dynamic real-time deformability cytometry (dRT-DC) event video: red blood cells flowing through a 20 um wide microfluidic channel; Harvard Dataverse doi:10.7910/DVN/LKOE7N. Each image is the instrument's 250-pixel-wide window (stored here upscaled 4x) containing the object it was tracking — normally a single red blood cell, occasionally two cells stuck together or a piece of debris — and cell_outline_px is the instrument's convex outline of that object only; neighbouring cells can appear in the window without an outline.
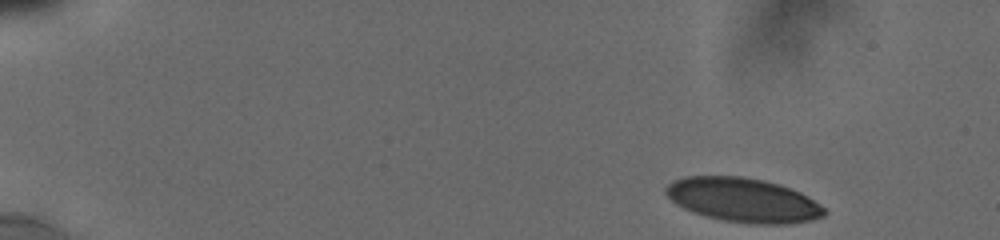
{"species": "human", "species_latin": "Homo sapiens", "temperature_condition": "cold", "stored_images_in_passage": 6, "camera_frame_rate_fps": 3000, "um_per_image_px": 0.085, "donor": {"sex": "male"}, "frame": {"image": 1, "passage_image": 1, "time_ms": 0.0, "image_size_px": [1000, 240], "cell_outline_px": [[828, 212], [824, 216], [812, 220], [792, 224], [752, 224], [724, 220], [692, 212], [676, 204], [664, 192], [664, 188], [672, 180], [684, 176], [744, 176], [764, 180], [780, 184], [800, 192], [808, 196], [820, 204]], "centroid_in_image_um": [63.19, 17.0], "position_along_channel_um": 21.8, "area_um2": 41.1}}
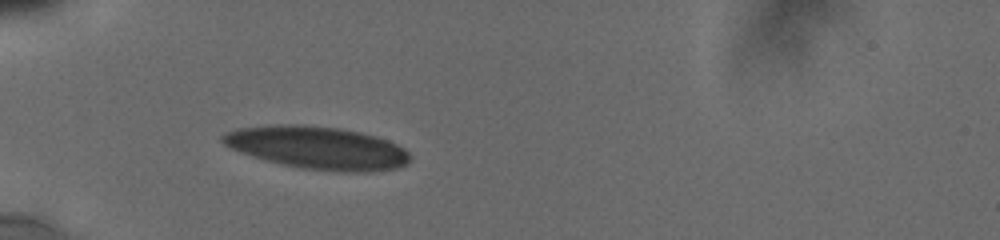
{"frame": {"image": 2, "passage_image": 5, "time_ms": 4.0, "image_size_px": [1000, 240], "cell_outline_px": [[412, 156], [408, 164], [396, 168], [368, 172], [344, 172], [300, 168], [252, 156], [240, 152], [224, 144], [220, 140], [220, 136], [224, 132], [236, 128], [268, 124], [304, 124], [340, 128], [360, 132], [376, 136], [388, 140], [404, 148]], "centroid_in_image_um": [26.98, 12.54], "position_along_channel_um": 58.0, "area_um2": 47.05}}